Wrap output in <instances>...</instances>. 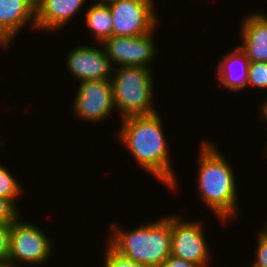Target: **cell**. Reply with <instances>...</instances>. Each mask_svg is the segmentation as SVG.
<instances>
[{"mask_svg": "<svg viewBox=\"0 0 267 267\" xmlns=\"http://www.w3.org/2000/svg\"><path fill=\"white\" fill-rule=\"evenodd\" d=\"M159 112L150 115L131 116L120 119L116 134L121 145L126 146L139 168L149 173L161 185L177 191V176L170 158L164 126Z\"/></svg>", "mask_w": 267, "mask_h": 267, "instance_id": "cell-1", "label": "cell"}, {"mask_svg": "<svg viewBox=\"0 0 267 267\" xmlns=\"http://www.w3.org/2000/svg\"><path fill=\"white\" fill-rule=\"evenodd\" d=\"M197 160L199 199L225 227L238 217L236 172L215 143L208 140H202Z\"/></svg>", "mask_w": 267, "mask_h": 267, "instance_id": "cell-2", "label": "cell"}, {"mask_svg": "<svg viewBox=\"0 0 267 267\" xmlns=\"http://www.w3.org/2000/svg\"><path fill=\"white\" fill-rule=\"evenodd\" d=\"M166 216L127 231L112 223L106 243L132 261L159 267L171 255V216Z\"/></svg>", "mask_w": 267, "mask_h": 267, "instance_id": "cell-3", "label": "cell"}, {"mask_svg": "<svg viewBox=\"0 0 267 267\" xmlns=\"http://www.w3.org/2000/svg\"><path fill=\"white\" fill-rule=\"evenodd\" d=\"M111 78L115 109L120 118L150 115L157 112L153 99V70L145 67L114 68Z\"/></svg>", "mask_w": 267, "mask_h": 267, "instance_id": "cell-4", "label": "cell"}, {"mask_svg": "<svg viewBox=\"0 0 267 267\" xmlns=\"http://www.w3.org/2000/svg\"><path fill=\"white\" fill-rule=\"evenodd\" d=\"M9 257L14 267L20 264L42 265L49 262L53 255L52 239L39 227L32 222H27L19 217L10 227Z\"/></svg>", "mask_w": 267, "mask_h": 267, "instance_id": "cell-5", "label": "cell"}, {"mask_svg": "<svg viewBox=\"0 0 267 267\" xmlns=\"http://www.w3.org/2000/svg\"><path fill=\"white\" fill-rule=\"evenodd\" d=\"M203 225L199 220H185L180 213L171 215V255L209 267L212 258Z\"/></svg>", "mask_w": 267, "mask_h": 267, "instance_id": "cell-6", "label": "cell"}, {"mask_svg": "<svg viewBox=\"0 0 267 267\" xmlns=\"http://www.w3.org/2000/svg\"><path fill=\"white\" fill-rule=\"evenodd\" d=\"M155 0H118L107 4L113 19V36H140L159 26Z\"/></svg>", "mask_w": 267, "mask_h": 267, "instance_id": "cell-7", "label": "cell"}, {"mask_svg": "<svg viewBox=\"0 0 267 267\" xmlns=\"http://www.w3.org/2000/svg\"><path fill=\"white\" fill-rule=\"evenodd\" d=\"M158 26L147 34L140 36H112L100 45L115 67L132 66L151 68L156 58L157 43L154 36Z\"/></svg>", "mask_w": 267, "mask_h": 267, "instance_id": "cell-8", "label": "cell"}, {"mask_svg": "<svg viewBox=\"0 0 267 267\" xmlns=\"http://www.w3.org/2000/svg\"><path fill=\"white\" fill-rule=\"evenodd\" d=\"M77 89L71 112L77 119L96 124L105 121L116 110L111 80L83 81Z\"/></svg>", "mask_w": 267, "mask_h": 267, "instance_id": "cell-9", "label": "cell"}, {"mask_svg": "<svg viewBox=\"0 0 267 267\" xmlns=\"http://www.w3.org/2000/svg\"><path fill=\"white\" fill-rule=\"evenodd\" d=\"M66 61L67 71L77 82L88 80H111L115 66L106 55L103 46L88 44L74 47L68 52Z\"/></svg>", "mask_w": 267, "mask_h": 267, "instance_id": "cell-10", "label": "cell"}, {"mask_svg": "<svg viewBox=\"0 0 267 267\" xmlns=\"http://www.w3.org/2000/svg\"><path fill=\"white\" fill-rule=\"evenodd\" d=\"M28 24L37 31L35 0H0V49L9 48Z\"/></svg>", "mask_w": 267, "mask_h": 267, "instance_id": "cell-11", "label": "cell"}, {"mask_svg": "<svg viewBox=\"0 0 267 267\" xmlns=\"http://www.w3.org/2000/svg\"><path fill=\"white\" fill-rule=\"evenodd\" d=\"M87 0H37L36 27L43 32H56L74 18ZM91 1V0H88Z\"/></svg>", "mask_w": 267, "mask_h": 267, "instance_id": "cell-12", "label": "cell"}, {"mask_svg": "<svg viewBox=\"0 0 267 267\" xmlns=\"http://www.w3.org/2000/svg\"><path fill=\"white\" fill-rule=\"evenodd\" d=\"M241 24V45L238 47L249 61L267 62V15L266 13H250L243 18Z\"/></svg>", "mask_w": 267, "mask_h": 267, "instance_id": "cell-13", "label": "cell"}, {"mask_svg": "<svg viewBox=\"0 0 267 267\" xmlns=\"http://www.w3.org/2000/svg\"><path fill=\"white\" fill-rule=\"evenodd\" d=\"M217 61L215 76L224 89L237 93L247 88L250 61L238 46Z\"/></svg>", "mask_w": 267, "mask_h": 267, "instance_id": "cell-14", "label": "cell"}, {"mask_svg": "<svg viewBox=\"0 0 267 267\" xmlns=\"http://www.w3.org/2000/svg\"><path fill=\"white\" fill-rule=\"evenodd\" d=\"M92 5L84 12L85 26L97 42L101 44L105 39L113 36V19L107 4L92 1Z\"/></svg>", "mask_w": 267, "mask_h": 267, "instance_id": "cell-15", "label": "cell"}, {"mask_svg": "<svg viewBox=\"0 0 267 267\" xmlns=\"http://www.w3.org/2000/svg\"><path fill=\"white\" fill-rule=\"evenodd\" d=\"M22 185L5 165L0 164V197L12 200L15 204L23 193Z\"/></svg>", "mask_w": 267, "mask_h": 267, "instance_id": "cell-16", "label": "cell"}, {"mask_svg": "<svg viewBox=\"0 0 267 267\" xmlns=\"http://www.w3.org/2000/svg\"><path fill=\"white\" fill-rule=\"evenodd\" d=\"M248 86L267 90V62L250 61L247 80Z\"/></svg>", "mask_w": 267, "mask_h": 267, "instance_id": "cell-17", "label": "cell"}, {"mask_svg": "<svg viewBox=\"0 0 267 267\" xmlns=\"http://www.w3.org/2000/svg\"><path fill=\"white\" fill-rule=\"evenodd\" d=\"M105 246L106 252L103 267H149L118 254L107 243Z\"/></svg>", "mask_w": 267, "mask_h": 267, "instance_id": "cell-18", "label": "cell"}, {"mask_svg": "<svg viewBox=\"0 0 267 267\" xmlns=\"http://www.w3.org/2000/svg\"><path fill=\"white\" fill-rule=\"evenodd\" d=\"M18 204H15L12 200L0 197V223L12 224L16 221L21 213L18 210Z\"/></svg>", "mask_w": 267, "mask_h": 267, "instance_id": "cell-19", "label": "cell"}, {"mask_svg": "<svg viewBox=\"0 0 267 267\" xmlns=\"http://www.w3.org/2000/svg\"><path fill=\"white\" fill-rule=\"evenodd\" d=\"M257 233V248L255 260L250 267H267V232L259 229Z\"/></svg>", "mask_w": 267, "mask_h": 267, "instance_id": "cell-20", "label": "cell"}, {"mask_svg": "<svg viewBox=\"0 0 267 267\" xmlns=\"http://www.w3.org/2000/svg\"><path fill=\"white\" fill-rule=\"evenodd\" d=\"M10 224L0 223V262L8 261L10 244Z\"/></svg>", "mask_w": 267, "mask_h": 267, "instance_id": "cell-21", "label": "cell"}, {"mask_svg": "<svg viewBox=\"0 0 267 267\" xmlns=\"http://www.w3.org/2000/svg\"><path fill=\"white\" fill-rule=\"evenodd\" d=\"M159 267H198L190 261L170 255Z\"/></svg>", "mask_w": 267, "mask_h": 267, "instance_id": "cell-22", "label": "cell"}, {"mask_svg": "<svg viewBox=\"0 0 267 267\" xmlns=\"http://www.w3.org/2000/svg\"><path fill=\"white\" fill-rule=\"evenodd\" d=\"M259 114L260 119L264 120L263 122H265L267 124V97L265 98V100L261 103V106L259 107Z\"/></svg>", "mask_w": 267, "mask_h": 267, "instance_id": "cell-23", "label": "cell"}, {"mask_svg": "<svg viewBox=\"0 0 267 267\" xmlns=\"http://www.w3.org/2000/svg\"><path fill=\"white\" fill-rule=\"evenodd\" d=\"M0 267H14L10 262H0Z\"/></svg>", "mask_w": 267, "mask_h": 267, "instance_id": "cell-24", "label": "cell"}, {"mask_svg": "<svg viewBox=\"0 0 267 267\" xmlns=\"http://www.w3.org/2000/svg\"><path fill=\"white\" fill-rule=\"evenodd\" d=\"M95 1L103 3V4H109L111 2L118 1V0H95Z\"/></svg>", "mask_w": 267, "mask_h": 267, "instance_id": "cell-25", "label": "cell"}, {"mask_svg": "<svg viewBox=\"0 0 267 267\" xmlns=\"http://www.w3.org/2000/svg\"><path fill=\"white\" fill-rule=\"evenodd\" d=\"M266 223L263 222L262 227L267 232V220H265Z\"/></svg>", "mask_w": 267, "mask_h": 267, "instance_id": "cell-26", "label": "cell"}, {"mask_svg": "<svg viewBox=\"0 0 267 267\" xmlns=\"http://www.w3.org/2000/svg\"><path fill=\"white\" fill-rule=\"evenodd\" d=\"M265 148H266V150L264 151V152H266V156H267V140H266V144H265ZM267 158V157H266Z\"/></svg>", "mask_w": 267, "mask_h": 267, "instance_id": "cell-27", "label": "cell"}]
</instances>
